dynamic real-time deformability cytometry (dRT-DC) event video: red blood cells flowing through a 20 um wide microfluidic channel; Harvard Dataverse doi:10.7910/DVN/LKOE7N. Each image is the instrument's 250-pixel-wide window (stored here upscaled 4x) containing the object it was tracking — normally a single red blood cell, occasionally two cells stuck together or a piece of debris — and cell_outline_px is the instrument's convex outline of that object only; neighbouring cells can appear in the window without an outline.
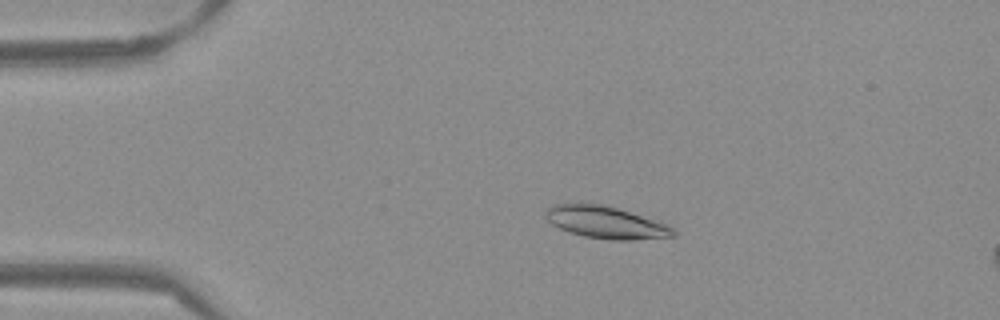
{"species": "Egyptian fruit bat (a non-hibernating species)", "species_latin": "Rousettus aegyptiacus", "temperature_condition": "warm", "stored_images_in_passage": 53, "camera_frame_rate_fps": 3000, "um_per_image_px": 0.085, "frame": {"image": 1, "passage_image": 11, "time_ms": 3.333, "image_size_px": [1000, 320], "cell_outline_px": [[676, 236], [632, 240], [612, 240], [584, 236], [560, 228], [552, 224], [544, 216], [544, 212], [552, 204], [604, 204], [668, 224], [676, 232]], "centroid_in_image_um": [51.51, 18.91], "position_along_channel_um": 33.5, "area_um2": 23.7}}
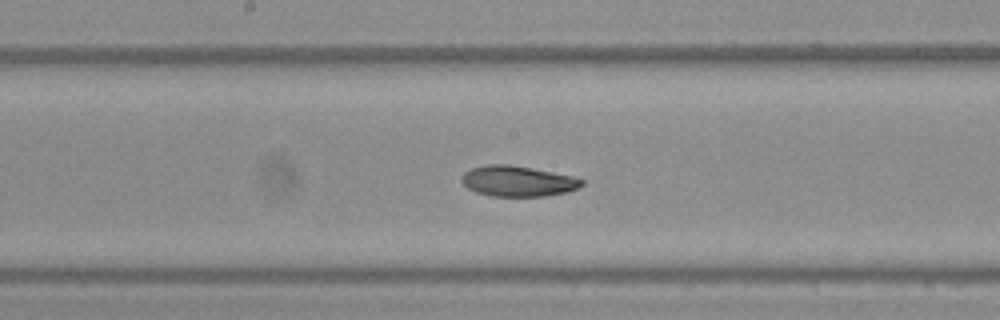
{"frame": {"image": 2, "passage_image": 28, "time_ms": 9.0, "image_size_px": [1000, 320], "cell_outline_px": [[584, 184], [580, 188], [568, 192], [548, 196], [492, 196], [476, 192], [468, 188], [460, 180], [464, 172], [472, 168], [484, 164], [508, 164], [532, 168], [572, 176], [584, 180]], "centroid_in_image_um": [44.03, 15.4], "position_along_channel_um": 204.2, "area_um2": 21.56}}
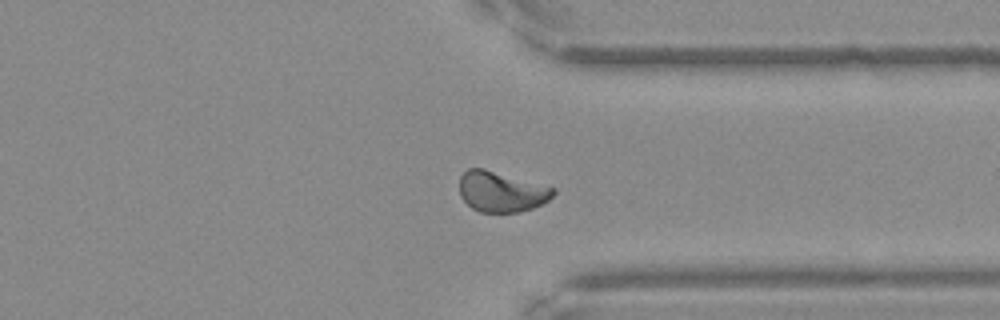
{"frame": {"image": 3, "passage_image": 41, "time_ms": 13.333, "image_size_px": [1000, 320], "cell_outline_px": [[556, 192], [544, 204], [520, 212], [480, 212], [472, 208], [460, 196], [460, 176], [468, 168], [484, 168], [556, 188]], "centroid_in_image_um": [42.63, 16.29], "position_along_channel_um": 368.8, "area_um2": 22.2}, "authors_computed_cell_mechanics": {"area_um2": 22.5998, "velocity_mm_per_s": 3.8216, "shape_relaxation_time_tau1_ms": 6.333, "shape_relaxation_time_tau2_ms": 4.302, "deformation_change_tau1": 0.1635, "deformation_change_tau2": 0.0856}}